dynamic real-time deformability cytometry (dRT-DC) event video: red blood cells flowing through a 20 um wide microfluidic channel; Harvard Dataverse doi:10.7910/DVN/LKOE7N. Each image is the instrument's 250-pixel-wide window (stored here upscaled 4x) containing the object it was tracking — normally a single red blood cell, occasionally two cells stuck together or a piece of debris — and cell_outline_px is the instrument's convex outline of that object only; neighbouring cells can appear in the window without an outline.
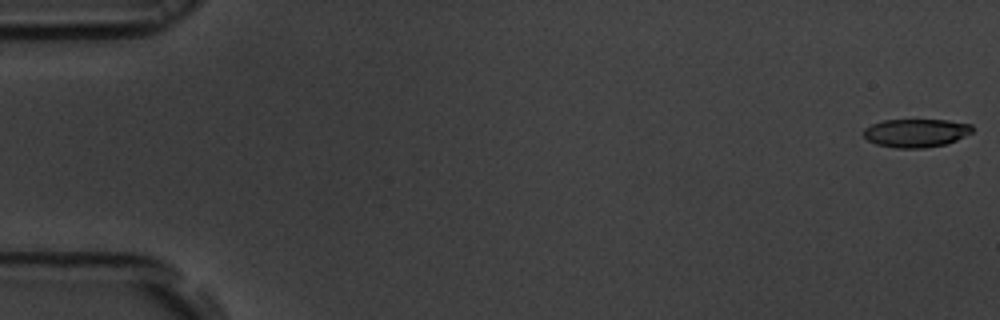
{"species": "common noctule bat (a hibernating species)", "species_latin": "Nyctalus noctula", "temperature_condition": "room temperature", "stored_images_in_passage": 52, "camera_frame_rate_fps": 3000, "um_per_image_px": 0.085, "animal": {"sex": "male", "body_mass_g": 19.5, "forearm_length_mm": 54.6}, "frame": {"image": 1, "passage_image": 1, "time_ms": 0.0, "image_size_px": [1000, 320], "cell_outline_px": [[972, 132], [956, 140], [944, 144], [924, 148], [896, 148], [876, 144], [868, 140], [860, 132], [864, 128], [872, 124], [884, 120], [948, 120], [972, 124]], "centroid_in_image_um": [77.82, 11.3], "position_along_channel_um": 7.2, "area_um2": 17.98}}
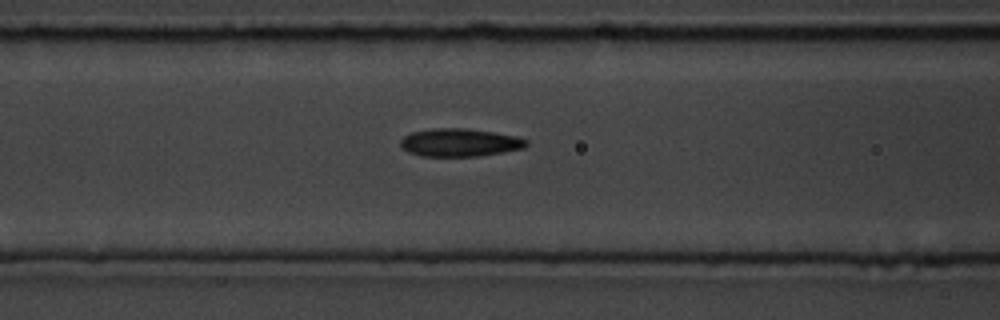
{"frame": {"image": 2, "passage_image": 23, "time_ms": 7.333, "image_size_px": [1000, 320], "cell_outline_px": [[528, 144], [524, 148], [476, 156], [420, 156], [408, 152], [400, 144], [400, 140], [404, 136], [412, 132], [432, 128], [464, 128], [492, 132], [516, 136], [528, 140]], "centroid_in_image_um": [39.05, 12.11], "position_along_channel_um": 127.5, "area_um2": 20.35}}
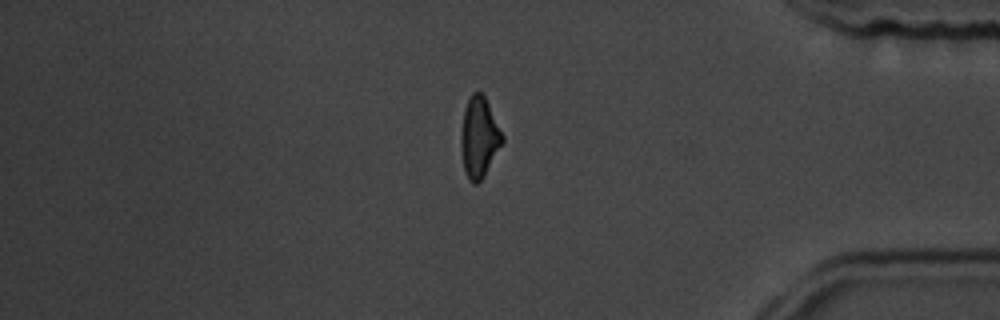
{"frame": {"image": 3, "passage_image": 47, "time_ms": 15.333, "image_size_px": [1000, 320], "cell_outline_px": [[504, 140], [484, 176], [476, 184], [472, 184], [468, 180], [464, 172], [460, 144], [460, 136], [464, 108], [472, 92], [484, 92], [504, 136]], "centroid_in_image_um": [40.72, 11.65], "position_along_channel_um": 394.5, "area_um2": 19.71}}